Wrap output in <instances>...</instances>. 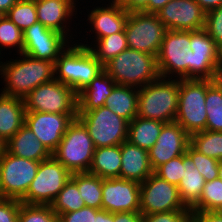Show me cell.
Wrapping results in <instances>:
<instances>
[{"mask_svg": "<svg viewBox=\"0 0 222 222\" xmlns=\"http://www.w3.org/2000/svg\"><path fill=\"white\" fill-rule=\"evenodd\" d=\"M17 55L20 57L5 62L0 57V76L5 84L0 93L23 99L39 85L55 79L54 62L36 59L24 53Z\"/></svg>", "mask_w": 222, "mask_h": 222, "instance_id": "obj_1", "label": "cell"}, {"mask_svg": "<svg viewBox=\"0 0 222 222\" xmlns=\"http://www.w3.org/2000/svg\"><path fill=\"white\" fill-rule=\"evenodd\" d=\"M103 70L104 65L92 51L75 41L54 63L55 80L71 87L77 94Z\"/></svg>", "mask_w": 222, "mask_h": 222, "instance_id": "obj_2", "label": "cell"}, {"mask_svg": "<svg viewBox=\"0 0 222 222\" xmlns=\"http://www.w3.org/2000/svg\"><path fill=\"white\" fill-rule=\"evenodd\" d=\"M104 70L117 85L137 89L160 77L156 56L130 48L108 61Z\"/></svg>", "mask_w": 222, "mask_h": 222, "instance_id": "obj_3", "label": "cell"}, {"mask_svg": "<svg viewBox=\"0 0 222 222\" xmlns=\"http://www.w3.org/2000/svg\"><path fill=\"white\" fill-rule=\"evenodd\" d=\"M179 102V79L159 77L139 89L138 112L140 118L175 122Z\"/></svg>", "mask_w": 222, "mask_h": 222, "instance_id": "obj_4", "label": "cell"}, {"mask_svg": "<svg viewBox=\"0 0 222 222\" xmlns=\"http://www.w3.org/2000/svg\"><path fill=\"white\" fill-rule=\"evenodd\" d=\"M209 79H179V102L175 122L189 135L206 130V91Z\"/></svg>", "mask_w": 222, "mask_h": 222, "instance_id": "obj_5", "label": "cell"}, {"mask_svg": "<svg viewBox=\"0 0 222 222\" xmlns=\"http://www.w3.org/2000/svg\"><path fill=\"white\" fill-rule=\"evenodd\" d=\"M94 151L95 146L86 127L76 118L68 126L52 156L71 174L82 173L89 171Z\"/></svg>", "mask_w": 222, "mask_h": 222, "instance_id": "obj_6", "label": "cell"}, {"mask_svg": "<svg viewBox=\"0 0 222 222\" xmlns=\"http://www.w3.org/2000/svg\"><path fill=\"white\" fill-rule=\"evenodd\" d=\"M77 118L86 127L95 148L120 145L128 138L129 122L106 106L78 111Z\"/></svg>", "mask_w": 222, "mask_h": 222, "instance_id": "obj_7", "label": "cell"}, {"mask_svg": "<svg viewBox=\"0 0 222 222\" xmlns=\"http://www.w3.org/2000/svg\"><path fill=\"white\" fill-rule=\"evenodd\" d=\"M71 178V173L53 156L40 162L25 197L20 201L31 205H51Z\"/></svg>", "mask_w": 222, "mask_h": 222, "instance_id": "obj_8", "label": "cell"}, {"mask_svg": "<svg viewBox=\"0 0 222 222\" xmlns=\"http://www.w3.org/2000/svg\"><path fill=\"white\" fill-rule=\"evenodd\" d=\"M124 31L128 48L157 57L167 28L156 13L131 11Z\"/></svg>", "mask_w": 222, "mask_h": 222, "instance_id": "obj_9", "label": "cell"}, {"mask_svg": "<svg viewBox=\"0 0 222 222\" xmlns=\"http://www.w3.org/2000/svg\"><path fill=\"white\" fill-rule=\"evenodd\" d=\"M77 99L71 87L54 79L39 85L23 101L26 112L78 114Z\"/></svg>", "mask_w": 222, "mask_h": 222, "instance_id": "obj_10", "label": "cell"}, {"mask_svg": "<svg viewBox=\"0 0 222 222\" xmlns=\"http://www.w3.org/2000/svg\"><path fill=\"white\" fill-rule=\"evenodd\" d=\"M190 44L191 31H166L156 57L160 77L188 79L187 51L191 49Z\"/></svg>", "mask_w": 222, "mask_h": 222, "instance_id": "obj_11", "label": "cell"}, {"mask_svg": "<svg viewBox=\"0 0 222 222\" xmlns=\"http://www.w3.org/2000/svg\"><path fill=\"white\" fill-rule=\"evenodd\" d=\"M39 164L6 151L0 158L1 198L21 201L37 174Z\"/></svg>", "mask_w": 222, "mask_h": 222, "instance_id": "obj_12", "label": "cell"}, {"mask_svg": "<svg viewBox=\"0 0 222 222\" xmlns=\"http://www.w3.org/2000/svg\"><path fill=\"white\" fill-rule=\"evenodd\" d=\"M190 210L181 200L177 185L160 178L154 172L140 184V213L142 215Z\"/></svg>", "mask_w": 222, "mask_h": 222, "instance_id": "obj_13", "label": "cell"}, {"mask_svg": "<svg viewBox=\"0 0 222 222\" xmlns=\"http://www.w3.org/2000/svg\"><path fill=\"white\" fill-rule=\"evenodd\" d=\"M70 43L64 34L49 29L37 21L23 31L22 53L55 63Z\"/></svg>", "mask_w": 222, "mask_h": 222, "instance_id": "obj_14", "label": "cell"}, {"mask_svg": "<svg viewBox=\"0 0 222 222\" xmlns=\"http://www.w3.org/2000/svg\"><path fill=\"white\" fill-rule=\"evenodd\" d=\"M76 118L77 114L25 112V125L52 154L59 146L68 126Z\"/></svg>", "mask_w": 222, "mask_h": 222, "instance_id": "obj_15", "label": "cell"}, {"mask_svg": "<svg viewBox=\"0 0 222 222\" xmlns=\"http://www.w3.org/2000/svg\"><path fill=\"white\" fill-rule=\"evenodd\" d=\"M156 15L174 31H195L205 27L206 12L195 0H171Z\"/></svg>", "mask_w": 222, "mask_h": 222, "instance_id": "obj_16", "label": "cell"}, {"mask_svg": "<svg viewBox=\"0 0 222 222\" xmlns=\"http://www.w3.org/2000/svg\"><path fill=\"white\" fill-rule=\"evenodd\" d=\"M102 209L111 213L140 212V183L123 178L102 179Z\"/></svg>", "mask_w": 222, "mask_h": 222, "instance_id": "obj_17", "label": "cell"}, {"mask_svg": "<svg viewBox=\"0 0 222 222\" xmlns=\"http://www.w3.org/2000/svg\"><path fill=\"white\" fill-rule=\"evenodd\" d=\"M190 144V135L176 122L166 123L157 142L148 150L149 161L153 171L170 159L186 153Z\"/></svg>", "mask_w": 222, "mask_h": 222, "instance_id": "obj_18", "label": "cell"}, {"mask_svg": "<svg viewBox=\"0 0 222 222\" xmlns=\"http://www.w3.org/2000/svg\"><path fill=\"white\" fill-rule=\"evenodd\" d=\"M78 1L36 0L37 19L45 27L64 34L72 42L75 39L74 37H78L73 33L72 30L74 29L70 26L74 18H77Z\"/></svg>", "mask_w": 222, "mask_h": 222, "instance_id": "obj_19", "label": "cell"}, {"mask_svg": "<svg viewBox=\"0 0 222 222\" xmlns=\"http://www.w3.org/2000/svg\"><path fill=\"white\" fill-rule=\"evenodd\" d=\"M108 4H101V6H94L91 11L87 10V20L88 24L90 23V32H93L95 35L92 36L91 44H88V40L84 39V43L79 42V44L90 47L95 42V39H100L105 36H109L113 33L123 32L125 29V24L128 18L129 12L126 11L121 5L114 2L113 0H109ZM104 5V6H103ZM87 40V41H86ZM86 42V44H85Z\"/></svg>", "mask_w": 222, "mask_h": 222, "instance_id": "obj_20", "label": "cell"}, {"mask_svg": "<svg viewBox=\"0 0 222 222\" xmlns=\"http://www.w3.org/2000/svg\"><path fill=\"white\" fill-rule=\"evenodd\" d=\"M121 162L120 178L126 180L141 184L154 172L148 151L127 140L121 143Z\"/></svg>", "mask_w": 222, "mask_h": 222, "instance_id": "obj_21", "label": "cell"}, {"mask_svg": "<svg viewBox=\"0 0 222 222\" xmlns=\"http://www.w3.org/2000/svg\"><path fill=\"white\" fill-rule=\"evenodd\" d=\"M6 151L14 156L37 162L52 156L25 124L6 142Z\"/></svg>", "mask_w": 222, "mask_h": 222, "instance_id": "obj_22", "label": "cell"}, {"mask_svg": "<svg viewBox=\"0 0 222 222\" xmlns=\"http://www.w3.org/2000/svg\"><path fill=\"white\" fill-rule=\"evenodd\" d=\"M117 84L103 70L77 94L78 111H90L104 106L107 97Z\"/></svg>", "mask_w": 222, "mask_h": 222, "instance_id": "obj_23", "label": "cell"}, {"mask_svg": "<svg viewBox=\"0 0 222 222\" xmlns=\"http://www.w3.org/2000/svg\"><path fill=\"white\" fill-rule=\"evenodd\" d=\"M22 98L0 93V137L6 142L25 124Z\"/></svg>", "mask_w": 222, "mask_h": 222, "instance_id": "obj_24", "label": "cell"}, {"mask_svg": "<svg viewBox=\"0 0 222 222\" xmlns=\"http://www.w3.org/2000/svg\"><path fill=\"white\" fill-rule=\"evenodd\" d=\"M138 96L139 89L116 85L107 97L104 106L128 122H131L137 116Z\"/></svg>", "mask_w": 222, "mask_h": 222, "instance_id": "obj_25", "label": "cell"}, {"mask_svg": "<svg viewBox=\"0 0 222 222\" xmlns=\"http://www.w3.org/2000/svg\"><path fill=\"white\" fill-rule=\"evenodd\" d=\"M121 144L95 148L89 173L102 179L120 178Z\"/></svg>", "mask_w": 222, "mask_h": 222, "instance_id": "obj_26", "label": "cell"}, {"mask_svg": "<svg viewBox=\"0 0 222 222\" xmlns=\"http://www.w3.org/2000/svg\"><path fill=\"white\" fill-rule=\"evenodd\" d=\"M183 163L185 173L177 187L184 205L191 209L199 201L206 181L186 153L183 154Z\"/></svg>", "mask_w": 222, "mask_h": 222, "instance_id": "obj_27", "label": "cell"}, {"mask_svg": "<svg viewBox=\"0 0 222 222\" xmlns=\"http://www.w3.org/2000/svg\"><path fill=\"white\" fill-rule=\"evenodd\" d=\"M165 124L159 120L136 116L128 124L127 141L148 151L157 142V138Z\"/></svg>", "mask_w": 222, "mask_h": 222, "instance_id": "obj_28", "label": "cell"}, {"mask_svg": "<svg viewBox=\"0 0 222 222\" xmlns=\"http://www.w3.org/2000/svg\"><path fill=\"white\" fill-rule=\"evenodd\" d=\"M70 179L77 185L85 206L102 209V178L82 172L72 173Z\"/></svg>", "mask_w": 222, "mask_h": 222, "instance_id": "obj_29", "label": "cell"}, {"mask_svg": "<svg viewBox=\"0 0 222 222\" xmlns=\"http://www.w3.org/2000/svg\"><path fill=\"white\" fill-rule=\"evenodd\" d=\"M128 48L125 31L113 33L109 36L95 40L89 49L94 56L105 65L112 58L118 56Z\"/></svg>", "mask_w": 222, "mask_h": 222, "instance_id": "obj_30", "label": "cell"}, {"mask_svg": "<svg viewBox=\"0 0 222 222\" xmlns=\"http://www.w3.org/2000/svg\"><path fill=\"white\" fill-rule=\"evenodd\" d=\"M188 54V79L211 80L219 66V54L193 53L190 49Z\"/></svg>", "mask_w": 222, "mask_h": 222, "instance_id": "obj_31", "label": "cell"}, {"mask_svg": "<svg viewBox=\"0 0 222 222\" xmlns=\"http://www.w3.org/2000/svg\"><path fill=\"white\" fill-rule=\"evenodd\" d=\"M190 145L198 152L222 160V132L200 131L190 135Z\"/></svg>", "mask_w": 222, "mask_h": 222, "instance_id": "obj_32", "label": "cell"}, {"mask_svg": "<svg viewBox=\"0 0 222 222\" xmlns=\"http://www.w3.org/2000/svg\"><path fill=\"white\" fill-rule=\"evenodd\" d=\"M52 210L59 216L63 213H70L85 207L77 185L69 179L63 189L59 192L53 203Z\"/></svg>", "mask_w": 222, "mask_h": 222, "instance_id": "obj_33", "label": "cell"}, {"mask_svg": "<svg viewBox=\"0 0 222 222\" xmlns=\"http://www.w3.org/2000/svg\"><path fill=\"white\" fill-rule=\"evenodd\" d=\"M205 105L206 130L222 132V93L213 83L207 88Z\"/></svg>", "mask_w": 222, "mask_h": 222, "instance_id": "obj_34", "label": "cell"}, {"mask_svg": "<svg viewBox=\"0 0 222 222\" xmlns=\"http://www.w3.org/2000/svg\"><path fill=\"white\" fill-rule=\"evenodd\" d=\"M5 15L24 31L38 21L36 0H18Z\"/></svg>", "mask_w": 222, "mask_h": 222, "instance_id": "obj_35", "label": "cell"}, {"mask_svg": "<svg viewBox=\"0 0 222 222\" xmlns=\"http://www.w3.org/2000/svg\"><path fill=\"white\" fill-rule=\"evenodd\" d=\"M16 48V53L23 51V31L17 27L6 15L0 19V57L2 49Z\"/></svg>", "mask_w": 222, "mask_h": 222, "instance_id": "obj_36", "label": "cell"}, {"mask_svg": "<svg viewBox=\"0 0 222 222\" xmlns=\"http://www.w3.org/2000/svg\"><path fill=\"white\" fill-rule=\"evenodd\" d=\"M222 204V180L206 181L199 201L191 211H215Z\"/></svg>", "mask_w": 222, "mask_h": 222, "instance_id": "obj_37", "label": "cell"}, {"mask_svg": "<svg viewBox=\"0 0 222 222\" xmlns=\"http://www.w3.org/2000/svg\"><path fill=\"white\" fill-rule=\"evenodd\" d=\"M18 222H60L51 205H31L20 202Z\"/></svg>", "mask_w": 222, "mask_h": 222, "instance_id": "obj_38", "label": "cell"}, {"mask_svg": "<svg viewBox=\"0 0 222 222\" xmlns=\"http://www.w3.org/2000/svg\"><path fill=\"white\" fill-rule=\"evenodd\" d=\"M186 154L194 162L205 181H212L219 177V161L206 156L195 150L190 144L186 149Z\"/></svg>", "mask_w": 222, "mask_h": 222, "instance_id": "obj_39", "label": "cell"}, {"mask_svg": "<svg viewBox=\"0 0 222 222\" xmlns=\"http://www.w3.org/2000/svg\"><path fill=\"white\" fill-rule=\"evenodd\" d=\"M154 173L169 183L178 186L185 173L183 155L170 159L165 164L159 166Z\"/></svg>", "mask_w": 222, "mask_h": 222, "instance_id": "obj_40", "label": "cell"}, {"mask_svg": "<svg viewBox=\"0 0 222 222\" xmlns=\"http://www.w3.org/2000/svg\"><path fill=\"white\" fill-rule=\"evenodd\" d=\"M190 48L193 53L199 54H219L220 51V48L216 45L204 28L191 31Z\"/></svg>", "mask_w": 222, "mask_h": 222, "instance_id": "obj_41", "label": "cell"}, {"mask_svg": "<svg viewBox=\"0 0 222 222\" xmlns=\"http://www.w3.org/2000/svg\"><path fill=\"white\" fill-rule=\"evenodd\" d=\"M204 29L216 45L222 47V6L206 13Z\"/></svg>", "mask_w": 222, "mask_h": 222, "instance_id": "obj_42", "label": "cell"}, {"mask_svg": "<svg viewBox=\"0 0 222 222\" xmlns=\"http://www.w3.org/2000/svg\"><path fill=\"white\" fill-rule=\"evenodd\" d=\"M143 222H191V210H175L143 215Z\"/></svg>", "mask_w": 222, "mask_h": 222, "instance_id": "obj_43", "label": "cell"}, {"mask_svg": "<svg viewBox=\"0 0 222 222\" xmlns=\"http://www.w3.org/2000/svg\"><path fill=\"white\" fill-rule=\"evenodd\" d=\"M20 201L0 198V222H18Z\"/></svg>", "mask_w": 222, "mask_h": 222, "instance_id": "obj_44", "label": "cell"}, {"mask_svg": "<svg viewBox=\"0 0 222 222\" xmlns=\"http://www.w3.org/2000/svg\"><path fill=\"white\" fill-rule=\"evenodd\" d=\"M96 209L92 207H82L77 211L63 213L59 215L60 222H95Z\"/></svg>", "mask_w": 222, "mask_h": 222, "instance_id": "obj_45", "label": "cell"}, {"mask_svg": "<svg viewBox=\"0 0 222 222\" xmlns=\"http://www.w3.org/2000/svg\"><path fill=\"white\" fill-rule=\"evenodd\" d=\"M191 222H222V214L214 211H191Z\"/></svg>", "mask_w": 222, "mask_h": 222, "instance_id": "obj_46", "label": "cell"}, {"mask_svg": "<svg viewBox=\"0 0 222 222\" xmlns=\"http://www.w3.org/2000/svg\"><path fill=\"white\" fill-rule=\"evenodd\" d=\"M114 222H143V215L140 212L114 213Z\"/></svg>", "mask_w": 222, "mask_h": 222, "instance_id": "obj_47", "label": "cell"}, {"mask_svg": "<svg viewBox=\"0 0 222 222\" xmlns=\"http://www.w3.org/2000/svg\"><path fill=\"white\" fill-rule=\"evenodd\" d=\"M114 2L121 5L126 11H140L148 0H113Z\"/></svg>", "mask_w": 222, "mask_h": 222, "instance_id": "obj_48", "label": "cell"}, {"mask_svg": "<svg viewBox=\"0 0 222 222\" xmlns=\"http://www.w3.org/2000/svg\"><path fill=\"white\" fill-rule=\"evenodd\" d=\"M171 0H148L147 4L140 10L146 13H156Z\"/></svg>", "mask_w": 222, "mask_h": 222, "instance_id": "obj_49", "label": "cell"}, {"mask_svg": "<svg viewBox=\"0 0 222 222\" xmlns=\"http://www.w3.org/2000/svg\"><path fill=\"white\" fill-rule=\"evenodd\" d=\"M201 8L207 13L210 10L222 6V0H195Z\"/></svg>", "mask_w": 222, "mask_h": 222, "instance_id": "obj_50", "label": "cell"}, {"mask_svg": "<svg viewBox=\"0 0 222 222\" xmlns=\"http://www.w3.org/2000/svg\"><path fill=\"white\" fill-rule=\"evenodd\" d=\"M95 222H114V213L96 209Z\"/></svg>", "mask_w": 222, "mask_h": 222, "instance_id": "obj_51", "label": "cell"}, {"mask_svg": "<svg viewBox=\"0 0 222 222\" xmlns=\"http://www.w3.org/2000/svg\"><path fill=\"white\" fill-rule=\"evenodd\" d=\"M212 83L222 93V67H218L211 78Z\"/></svg>", "mask_w": 222, "mask_h": 222, "instance_id": "obj_52", "label": "cell"}, {"mask_svg": "<svg viewBox=\"0 0 222 222\" xmlns=\"http://www.w3.org/2000/svg\"><path fill=\"white\" fill-rule=\"evenodd\" d=\"M18 0H0V12L4 15Z\"/></svg>", "mask_w": 222, "mask_h": 222, "instance_id": "obj_53", "label": "cell"}, {"mask_svg": "<svg viewBox=\"0 0 222 222\" xmlns=\"http://www.w3.org/2000/svg\"><path fill=\"white\" fill-rule=\"evenodd\" d=\"M6 152V141L0 137V158L4 155Z\"/></svg>", "mask_w": 222, "mask_h": 222, "instance_id": "obj_54", "label": "cell"}, {"mask_svg": "<svg viewBox=\"0 0 222 222\" xmlns=\"http://www.w3.org/2000/svg\"><path fill=\"white\" fill-rule=\"evenodd\" d=\"M218 67H222V47L220 48V51H219V66Z\"/></svg>", "mask_w": 222, "mask_h": 222, "instance_id": "obj_55", "label": "cell"}, {"mask_svg": "<svg viewBox=\"0 0 222 222\" xmlns=\"http://www.w3.org/2000/svg\"><path fill=\"white\" fill-rule=\"evenodd\" d=\"M219 178L222 180V160L219 161Z\"/></svg>", "mask_w": 222, "mask_h": 222, "instance_id": "obj_56", "label": "cell"}, {"mask_svg": "<svg viewBox=\"0 0 222 222\" xmlns=\"http://www.w3.org/2000/svg\"><path fill=\"white\" fill-rule=\"evenodd\" d=\"M214 212L222 214V204Z\"/></svg>", "mask_w": 222, "mask_h": 222, "instance_id": "obj_57", "label": "cell"}, {"mask_svg": "<svg viewBox=\"0 0 222 222\" xmlns=\"http://www.w3.org/2000/svg\"><path fill=\"white\" fill-rule=\"evenodd\" d=\"M3 16H4V14L0 12V19H1Z\"/></svg>", "mask_w": 222, "mask_h": 222, "instance_id": "obj_58", "label": "cell"}, {"mask_svg": "<svg viewBox=\"0 0 222 222\" xmlns=\"http://www.w3.org/2000/svg\"><path fill=\"white\" fill-rule=\"evenodd\" d=\"M0 198H1V182H0Z\"/></svg>", "mask_w": 222, "mask_h": 222, "instance_id": "obj_59", "label": "cell"}]
</instances>
